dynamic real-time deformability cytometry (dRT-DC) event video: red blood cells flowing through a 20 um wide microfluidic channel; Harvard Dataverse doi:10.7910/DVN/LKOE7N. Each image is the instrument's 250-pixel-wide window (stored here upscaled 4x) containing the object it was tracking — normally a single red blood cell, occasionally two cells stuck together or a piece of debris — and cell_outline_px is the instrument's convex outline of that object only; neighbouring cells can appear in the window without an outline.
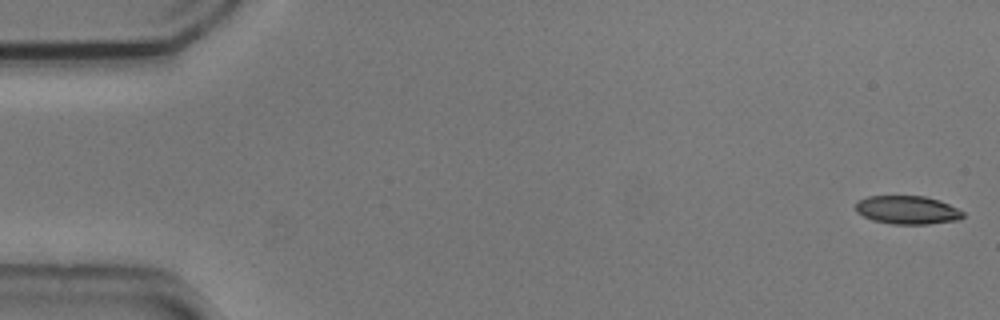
{"species": "common noctule bat (a hibernating species)", "species_latin": "Nyctalus noctula", "temperature_condition": "cold", "stored_images_in_passage": 54, "camera_frame_rate_fps": 3000, "um_per_image_px": 0.085, "animal": {"sex": "male", "body_mass_g": 20.5, "forearm_length_mm": 52.5}, "frame": {"image": 1, "passage_image": 1, "time_ms": 0.0, "image_size_px": [1000, 320], "cell_outline_px": [[964, 216], [960, 220], [928, 224], [892, 224], [872, 220], [856, 212], [856, 204], [860, 200], [868, 196], [924, 196], [940, 200], [964, 212]], "centroid_in_image_um": [77.15, 17.85], "position_along_channel_um": 7.9, "area_um2": 17.74}}
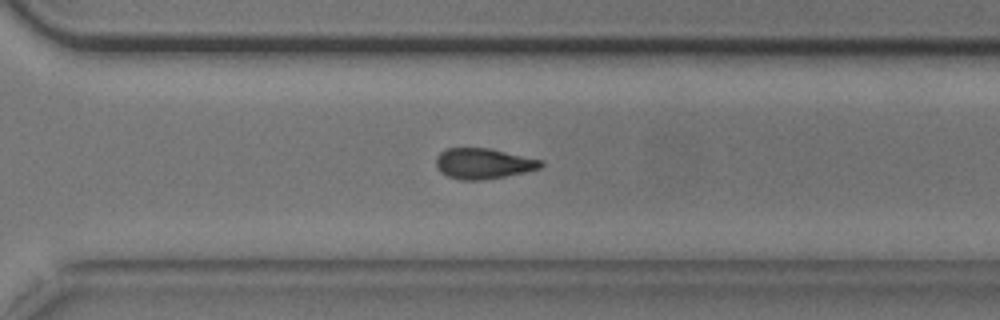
{"frame": {"image": 2, "passage_image": 38, "time_ms": 12.333, "image_size_px": [1000, 320], "cell_outline_px": [[544, 164], [540, 168], [524, 172], [504, 176], [480, 180], [460, 180], [448, 176], [440, 172], [436, 168], [436, 156], [440, 152], [448, 148], [488, 148], [544, 160]], "centroid_in_image_um": [41.07, 13.9], "position_along_channel_um": 329.5, "area_um2": 18.67}}
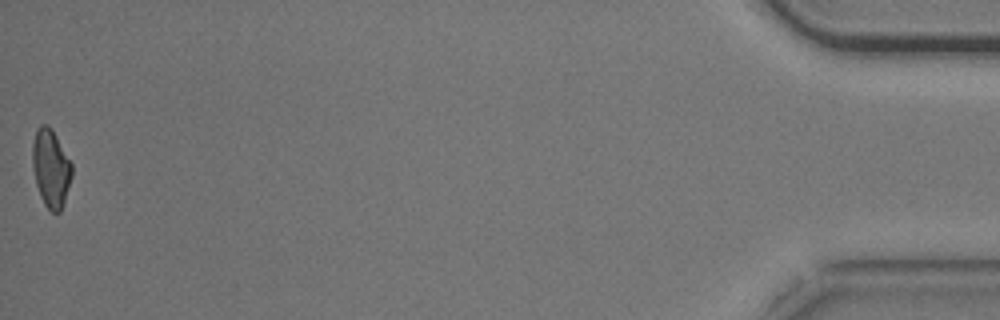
{"frame": {"image": 3, "passage_image": 54, "time_ms": 17.667, "image_size_px": [1000, 320], "cell_outline_px": [[72, 176], [60, 212], [52, 212], [44, 204], [40, 196], [36, 184], [32, 168], [32, 144], [36, 128], [40, 124], [48, 124], [52, 128], [72, 164]], "centroid_in_image_um": [4.3, 14.26], "position_along_channel_um": 430.9, "area_um2": 17.98}, "authors_computed_cell_mechanics": {"area_um2": 18.6983, "velocity_mm_per_s": 3.7262, "shape_relaxation_time_tau1_ms": null, "shape_relaxation_time_tau2_ms": 2.1646, "deformation_change_tau1": null, "deformation_change_tau2": 0.0884}}